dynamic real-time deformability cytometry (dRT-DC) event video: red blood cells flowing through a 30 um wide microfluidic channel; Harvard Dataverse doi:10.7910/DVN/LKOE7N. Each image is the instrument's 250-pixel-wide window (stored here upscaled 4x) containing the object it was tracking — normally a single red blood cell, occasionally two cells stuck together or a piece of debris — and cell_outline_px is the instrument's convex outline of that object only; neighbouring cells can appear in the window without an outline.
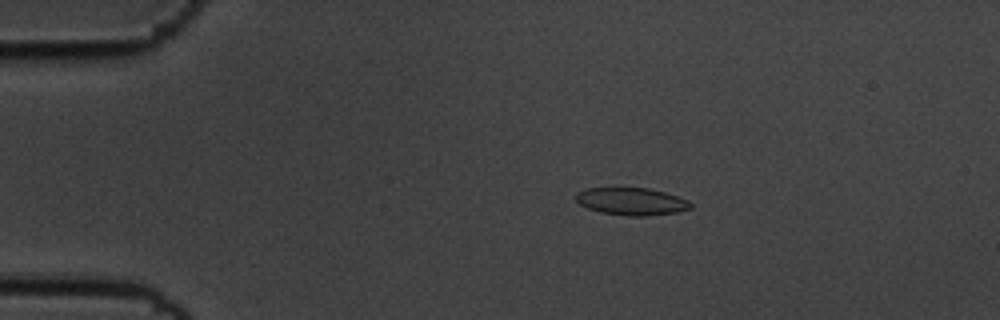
{"species": "common noctule bat (a hibernating species)", "species_latin": "Nyctalus noctula", "temperature_condition": "cold", "stored_images_in_passage": 56, "camera_frame_rate_fps": 3000, "um_per_image_px": 0.085, "animal": {"sex": "male", "body_mass_g": 19.5, "forearm_length_mm": 54.6}, "frame": {"image": 1, "passage_image": 11, "time_ms": 3.333, "image_size_px": [1000, 320], "cell_outline_px": [[692, 208], [676, 212], [648, 216], [628, 216], [600, 212], [588, 208], [580, 204], [576, 200], [576, 192], [588, 188], [648, 188], [664, 192], [688, 200], [692, 204]], "centroid_in_image_um": [53.68, 17.12], "position_along_channel_um": 31.3, "area_um2": 18.26}}
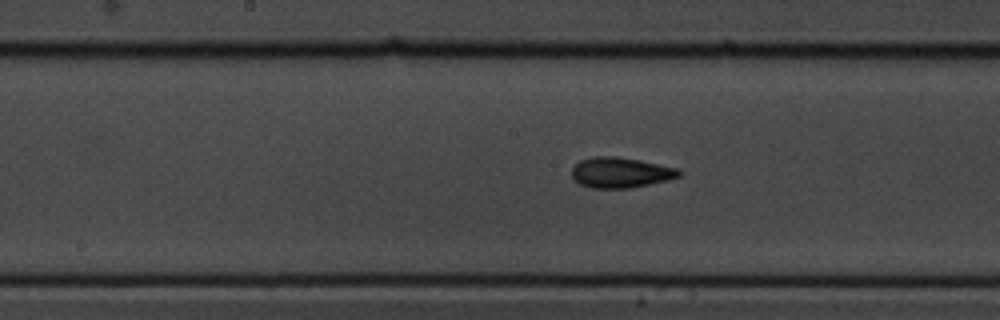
{"frame": {"image": 2, "passage_image": 29, "time_ms": 9.333, "image_size_px": [1000, 320], "cell_outline_px": [[680, 176], [668, 180], [628, 188], [592, 188], [580, 184], [572, 176], [572, 168], [580, 160], [592, 156], [616, 156], [640, 160], [680, 168]], "centroid_in_image_um": [52.75, 14.65], "position_along_channel_um": 195.4, "area_um2": 19.02}}
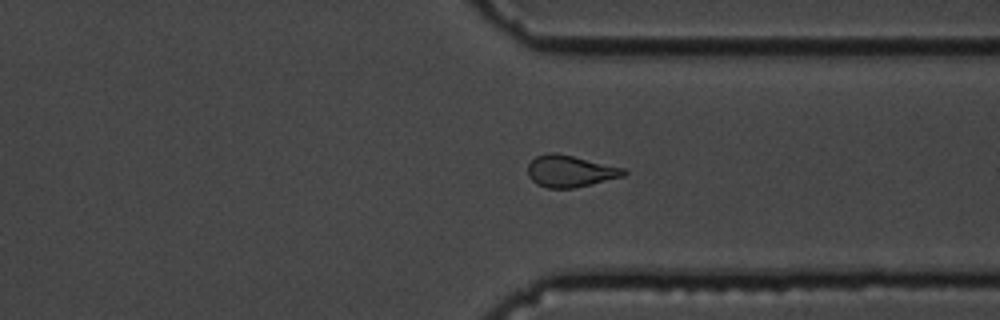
{"frame": {"image": 3, "passage_image": 43, "time_ms": 14.0, "image_size_px": [1000, 320], "cell_outline_px": [[628, 172], [624, 176], [592, 184], [572, 188], [548, 188], [536, 184], [528, 176], [528, 164], [536, 156], [548, 152], [556, 152], [624, 168]], "centroid_in_image_um": [48.45, 14.55], "position_along_channel_um": 363.0, "area_um2": 17.74}, "authors_computed_cell_mechanics": {"area_um2": 18.2648, "velocity_mm_per_s": 3.5909, "shape_relaxation_time_tau1_ms": 3.9453, "shape_relaxation_time_tau2_ms": 2.4249, "deformation_change_tau1": 0.1319, "deformation_change_tau2": 0.0934}}